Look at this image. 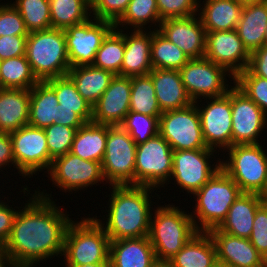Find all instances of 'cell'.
Here are the masks:
<instances>
[{
	"instance_id": "3957f363",
	"label": "cell",
	"mask_w": 267,
	"mask_h": 267,
	"mask_svg": "<svg viewBox=\"0 0 267 267\" xmlns=\"http://www.w3.org/2000/svg\"><path fill=\"white\" fill-rule=\"evenodd\" d=\"M179 207L169 203L151 214L148 237L158 260L170 261L198 232L191 215Z\"/></svg>"
},
{
	"instance_id": "d4e9b609",
	"label": "cell",
	"mask_w": 267,
	"mask_h": 267,
	"mask_svg": "<svg viewBox=\"0 0 267 267\" xmlns=\"http://www.w3.org/2000/svg\"><path fill=\"white\" fill-rule=\"evenodd\" d=\"M262 203L261 194L242 192L217 229L232 236L249 239L256 210Z\"/></svg>"
},
{
	"instance_id": "ffe728a7",
	"label": "cell",
	"mask_w": 267,
	"mask_h": 267,
	"mask_svg": "<svg viewBox=\"0 0 267 267\" xmlns=\"http://www.w3.org/2000/svg\"><path fill=\"white\" fill-rule=\"evenodd\" d=\"M158 31L190 59L204 57L206 32L199 15L162 20Z\"/></svg>"
},
{
	"instance_id": "ee69618b",
	"label": "cell",
	"mask_w": 267,
	"mask_h": 267,
	"mask_svg": "<svg viewBox=\"0 0 267 267\" xmlns=\"http://www.w3.org/2000/svg\"><path fill=\"white\" fill-rule=\"evenodd\" d=\"M160 20L198 14L200 0H156Z\"/></svg>"
},
{
	"instance_id": "f35d334b",
	"label": "cell",
	"mask_w": 267,
	"mask_h": 267,
	"mask_svg": "<svg viewBox=\"0 0 267 267\" xmlns=\"http://www.w3.org/2000/svg\"><path fill=\"white\" fill-rule=\"evenodd\" d=\"M0 79L4 88L30 90L39 80L25 55L0 61Z\"/></svg>"
},
{
	"instance_id": "cb8c5ba5",
	"label": "cell",
	"mask_w": 267,
	"mask_h": 267,
	"mask_svg": "<svg viewBox=\"0 0 267 267\" xmlns=\"http://www.w3.org/2000/svg\"><path fill=\"white\" fill-rule=\"evenodd\" d=\"M149 74L162 112L181 109L194 103L182 83L179 70L152 69Z\"/></svg>"
},
{
	"instance_id": "681fc988",
	"label": "cell",
	"mask_w": 267,
	"mask_h": 267,
	"mask_svg": "<svg viewBox=\"0 0 267 267\" xmlns=\"http://www.w3.org/2000/svg\"><path fill=\"white\" fill-rule=\"evenodd\" d=\"M3 201L5 200L0 199V244L2 246L7 242L12 232L13 222L18 212L15 208L19 209V207L13 208L12 205L10 207Z\"/></svg>"
},
{
	"instance_id": "4dcf8cb0",
	"label": "cell",
	"mask_w": 267,
	"mask_h": 267,
	"mask_svg": "<svg viewBox=\"0 0 267 267\" xmlns=\"http://www.w3.org/2000/svg\"><path fill=\"white\" fill-rule=\"evenodd\" d=\"M170 261L174 267H217L212 237L208 232L198 231Z\"/></svg>"
},
{
	"instance_id": "f6af8a7d",
	"label": "cell",
	"mask_w": 267,
	"mask_h": 267,
	"mask_svg": "<svg viewBox=\"0 0 267 267\" xmlns=\"http://www.w3.org/2000/svg\"><path fill=\"white\" fill-rule=\"evenodd\" d=\"M28 36L29 32L19 11L10 3H0V37Z\"/></svg>"
},
{
	"instance_id": "f907efd6",
	"label": "cell",
	"mask_w": 267,
	"mask_h": 267,
	"mask_svg": "<svg viewBox=\"0 0 267 267\" xmlns=\"http://www.w3.org/2000/svg\"><path fill=\"white\" fill-rule=\"evenodd\" d=\"M248 69L255 75L267 79V47L262 46L250 53Z\"/></svg>"
},
{
	"instance_id": "2e32d148",
	"label": "cell",
	"mask_w": 267,
	"mask_h": 267,
	"mask_svg": "<svg viewBox=\"0 0 267 267\" xmlns=\"http://www.w3.org/2000/svg\"><path fill=\"white\" fill-rule=\"evenodd\" d=\"M47 174L52 185L69 193L98 186L99 182L105 181L100 162L84 160L70 152L55 158Z\"/></svg>"
},
{
	"instance_id": "8d00e7d4",
	"label": "cell",
	"mask_w": 267,
	"mask_h": 267,
	"mask_svg": "<svg viewBox=\"0 0 267 267\" xmlns=\"http://www.w3.org/2000/svg\"><path fill=\"white\" fill-rule=\"evenodd\" d=\"M130 111L154 117L162 115L150 74L131 77Z\"/></svg>"
},
{
	"instance_id": "44dd1931",
	"label": "cell",
	"mask_w": 267,
	"mask_h": 267,
	"mask_svg": "<svg viewBox=\"0 0 267 267\" xmlns=\"http://www.w3.org/2000/svg\"><path fill=\"white\" fill-rule=\"evenodd\" d=\"M45 82L55 91L59 102L58 124L77 130L85 123L92 122V106L68 76L50 78Z\"/></svg>"
},
{
	"instance_id": "5bb4252c",
	"label": "cell",
	"mask_w": 267,
	"mask_h": 267,
	"mask_svg": "<svg viewBox=\"0 0 267 267\" xmlns=\"http://www.w3.org/2000/svg\"><path fill=\"white\" fill-rule=\"evenodd\" d=\"M204 99L207 105L194 102L198 109L203 137L207 148H219V155V150L223 149V153L232 146L231 88L224 96Z\"/></svg>"
},
{
	"instance_id": "816d5d0a",
	"label": "cell",
	"mask_w": 267,
	"mask_h": 267,
	"mask_svg": "<svg viewBox=\"0 0 267 267\" xmlns=\"http://www.w3.org/2000/svg\"><path fill=\"white\" fill-rule=\"evenodd\" d=\"M9 165L16 168L11 137L9 133L0 132V169H6V166L9 169Z\"/></svg>"
},
{
	"instance_id": "680465c9",
	"label": "cell",
	"mask_w": 267,
	"mask_h": 267,
	"mask_svg": "<svg viewBox=\"0 0 267 267\" xmlns=\"http://www.w3.org/2000/svg\"><path fill=\"white\" fill-rule=\"evenodd\" d=\"M261 198H262L264 203H267V185H266L265 190L261 194Z\"/></svg>"
},
{
	"instance_id": "f1b7e54d",
	"label": "cell",
	"mask_w": 267,
	"mask_h": 267,
	"mask_svg": "<svg viewBox=\"0 0 267 267\" xmlns=\"http://www.w3.org/2000/svg\"><path fill=\"white\" fill-rule=\"evenodd\" d=\"M267 26V2L246 3L236 32L249 53L264 46Z\"/></svg>"
},
{
	"instance_id": "7bdbcfd3",
	"label": "cell",
	"mask_w": 267,
	"mask_h": 267,
	"mask_svg": "<svg viewBox=\"0 0 267 267\" xmlns=\"http://www.w3.org/2000/svg\"><path fill=\"white\" fill-rule=\"evenodd\" d=\"M50 157L54 160L70 152L76 129L54 123L44 129Z\"/></svg>"
},
{
	"instance_id": "7402d4cb",
	"label": "cell",
	"mask_w": 267,
	"mask_h": 267,
	"mask_svg": "<svg viewBox=\"0 0 267 267\" xmlns=\"http://www.w3.org/2000/svg\"><path fill=\"white\" fill-rule=\"evenodd\" d=\"M212 237L221 267H266V261L248 238L232 236L217 228L208 231Z\"/></svg>"
},
{
	"instance_id": "74e56055",
	"label": "cell",
	"mask_w": 267,
	"mask_h": 267,
	"mask_svg": "<svg viewBox=\"0 0 267 267\" xmlns=\"http://www.w3.org/2000/svg\"><path fill=\"white\" fill-rule=\"evenodd\" d=\"M124 30L114 28L96 52L93 66L120 75L125 51Z\"/></svg>"
},
{
	"instance_id": "d590c367",
	"label": "cell",
	"mask_w": 267,
	"mask_h": 267,
	"mask_svg": "<svg viewBox=\"0 0 267 267\" xmlns=\"http://www.w3.org/2000/svg\"><path fill=\"white\" fill-rule=\"evenodd\" d=\"M190 58L158 30H152L151 64L153 69L180 70Z\"/></svg>"
},
{
	"instance_id": "836d02e7",
	"label": "cell",
	"mask_w": 267,
	"mask_h": 267,
	"mask_svg": "<svg viewBox=\"0 0 267 267\" xmlns=\"http://www.w3.org/2000/svg\"><path fill=\"white\" fill-rule=\"evenodd\" d=\"M52 28L65 30L90 19L91 0H49Z\"/></svg>"
},
{
	"instance_id": "4316f807",
	"label": "cell",
	"mask_w": 267,
	"mask_h": 267,
	"mask_svg": "<svg viewBox=\"0 0 267 267\" xmlns=\"http://www.w3.org/2000/svg\"><path fill=\"white\" fill-rule=\"evenodd\" d=\"M243 6L240 0H203L198 15L205 32L235 30Z\"/></svg>"
},
{
	"instance_id": "e575fe53",
	"label": "cell",
	"mask_w": 267,
	"mask_h": 267,
	"mask_svg": "<svg viewBox=\"0 0 267 267\" xmlns=\"http://www.w3.org/2000/svg\"><path fill=\"white\" fill-rule=\"evenodd\" d=\"M160 22L156 0H130L126 11L114 25L116 29L121 27L126 29L129 26L130 31L146 30L148 32L149 30L144 27L145 25L155 24L153 26L156 28L153 30H158L157 27L160 26Z\"/></svg>"
},
{
	"instance_id": "7c38bea8",
	"label": "cell",
	"mask_w": 267,
	"mask_h": 267,
	"mask_svg": "<svg viewBox=\"0 0 267 267\" xmlns=\"http://www.w3.org/2000/svg\"><path fill=\"white\" fill-rule=\"evenodd\" d=\"M9 134L18 174L31 178L42 170L48 173L53 159L49 155L44 129L26 125Z\"/></svg>"
},
{
	"instance_id": "8992f818",
	"label": "cell",
	"mask_w": 267,
	"mask_h": 267,
	"mask_svg": "<svg viewBox=\"0 0 267 267\" xmlns=\"http://www.w3.org/2000/svg\"><path fill=\"white\" fill-rule=\"evenodd\" d=\"M25 56L39 81L67 76L71 68L62 29L49 28L29 33Z\"/></svg>"
},
{
	"instance_id": "f546056e",
	"label": "cell",
	"mask_w": 267,
	"mask_h": 267,
	"mask_svg": "<svg viewBox=\"0 0 267 267\" xmlns=\"http://www.w3.org/2000/svg\"><path fill=\"white\" fill-rule=\"evenodd\" d=\"M59 102L55 91L45 82L39 81L30 89L28 125L45 129L57 123Z\"/></svg>"
},
{
	"instance_id": "91938a15",
	"label": "cell",
	"mask_w": 267,
	"mask_h": 267,
	"mask_svg": "<svg viewBox=\"0 0 267 267\" xmlns=\"http://www.w3.org/2000/svg\"><path fill=\"white\" fill-rule=\"evenodd\" d=\"M264 46L267 47V26H266V30H265V40H264Z\"/></svg>"
},
{
	"instance_id": "f5cc1de1",
	"label": "cell",
	"mask_w": 267,
	"mask_h": 267,
	"mask_svg": "<svg viewBox=\"0 0 267 267\" xmlns=\"http://www.w3.org/2000/svg\"><path fill=\"white\" fill-rule=\"evenodd\" d=\"M12 258L6 253L4 248L0 249V267H11L13 264Z\"/></svg>"
},
{
	"instance_id": "9c48e42d",
	"label": "cell",
	"mask_w": 267,
	"mask_h": 267,
	"mask_svg": "<svg viewBox=\"0 0 267 267\" xmlns=\"http://www.w3.org/2000/svg\"><path fill=\"white\" fill-rule=\"evenodd\" d=\"M137 145L122 126H108L104 159L101 163L109 185H135Z\"/></svg>"
},
{
	"instance_id": "db71d44e",
	"label": "cell",
	"mask_w": 267,
	"mask_h": 267,
	"mask_svg": "<svg viewBox=\"0 0 267 267\" xmlns=\"http://www.w3.org/2000/svg\"><path fill=\"white\" fill-rule=\"evenodd\" d=\"M151 267H174L171 261L168 260H158L156 259Z\"/></svg>"
},
{
	"instance_id": "484cf974",
	"label": "cell",
	"mask_w": 267,
	"mask_h": 267,
	"mask_svg": "<svg viewBox=\"0 0 267 267\" xmlns=\"http://www.w3.org/2000/svg\"><path fill=\"white\" fill-rule=\"evenodd\" d=\"M110 267H151L156 260L149 237L110 240Z\"/></svg>"
},
{
	"instance_id": "7a4b0ae2",
	"label": "cell",
	"mask_w": 267,
	"mask_h": 267,
	"mask_svg": "<svg viewBox=\"0 0 267 267\" xmlns=\"http://www.w3.org/2000/svg\"><path fill=\"white\" fill-rule=\"evenodd\" d=\"M111 187L107 204L108 215L105 214L106 222L94 216L110 240L148 236L153 211L151 196L152 191L156 189L139 185H111Z\"/></svg>"
},
{
	"instance_id": "ba28073f",
	"label": "cell",
	"mask_w": 267,
	"mask_h": 267,
	"mask_svg": "<svg viewBox=\"0 0 267 267\" xmlns=\"http://www.w3.org/2000/svg\"><path fill=\"white\" fill-rule=\"evenodd\" d=\"M172 169L173 150L160 134L137 145L135 185L160 190L170 184Z\"/></svg>"
},
{
	"instance_id": "60d3db41",
	"label": "cell",
	"mask_w": 267,
	"mask_h": 267,
	"mask_svg": "<svg viewBox=\"0 0 267 267\" xmlns=\"http://www.w3.org/2000/svg\"><path fill=\"white\" fill-rule=\"evenodd\" d=\"M159 118L129 111L121 126L138 145L159 134Z\"/></svg>"
},
{
	"instance_id": "52a82bcc",
	"label": "cell",
	"mask_w": 267,
	"mask_h": 267,
	"mask_svg": "<svg viewBox=\"0 0 267 267\" xmlns=\"http://www.w3.org/2000/svg\"><path fill=\"white\" fill-rule=\"evenodd\" d=\"M229 157L221 169L242 192L262 194L267 185V152L262 144L234 145L225 150Z\"/></svg>"
},
{
	"instance_id": "1f68e13d",
	"label": "cell",
	"mask_w": 267,
	"mask_h": 267,
	"mask_svg": "<svg viewBox=\"0 0 267 267\" xmlns=\"http://www.w3.org/2000/svg\"><path fill=\"white\" fill-rule=\"evenodd\" d=\"M67 76L73 81L81 96L93 107L115 75L91 64L71 67Z\"/></svg>"
},
{
	"instance_id": "30bf717a",
	"label": "cell",
	"mask_w": 267,
	"mask_h": 267,
	"mask_svg": "<svg viewBox=\"0 0 267 267\" xmlns=\"http://www.w3.org/2000/svg\"><path fill=\"white\" fill-rule=\"evenodd\" d=\"M179 73L189 97L197 103L204 98L226 95L232 87L227 84V77L231 78L234 84L233 75L205 57L190 59Z\"/></svg>"
},
{
	"instance_id": "6f0895ef",
	"label": "cell",
	"mask_w": 267,
	"mask_h": 267,
	"mask_svg": "<svg viewBox=\"0 0 267 267\" xmlns=\"http://www.w3.org/2000/svg\"><path fill=\"white\" fill-rule=\"evenodd\" d=\"M243 4L246 3H258V2H267V0H240Z\"/></svg>"
},
{
	"instance_id": "ac0fdd59",
	"label": "cell",
	"mask_w": 267,
	"mask_h": 267,
	"mask_svg": "<svg viewBox=\"0 0 267 267\" xmlns=\"http://www.w3.org/2000/svg\"><path fill=\"white\" fill-rule=\"evenodd\" d=\"M205 58L226 69L235 78L248 68L250 53L236 30L206 32Z\"/></svg>"
},
{
	"instance_id": "ab89813d",
	"label": "cell",
	"mask_w": 267,
	"mask_h": 267,
	"mask_svg": "<svg viewBox=\"0 0 267 267\" xmlns=\"http://www.w3.org/2000/svg\"><path fill=\"white\" fill-rule=\"evenodd\" d=\"M10 4L19 11L29 33L52 28L49 0H15Z\"/></svg>"
},
{
	"instance_id": "83f0119b",
	"label": "cell",
	"mask_w": 267,
	"mask_h": 267,
	"mask_svg": "<svg viewBox=\"0 0 267 267\" xmlns=\"http://www.w3.org/2000/svg\"><path fill=\"white\" fill-rule=\"evenodd\" d=\"M30 90H0V132L11 133L28 125Z\"/></svg>"
},
{
	"instance_id": "9f6ffc18",
	"label": "cell",
	"mask_w": 267,
	"mask_h": 267,
	"mask_svg": "<svg viewBox=\"0 0 267 267\" xmlns=\"http://www.w3.org/2000/svg\"><path fill=\"white\" fill-rule=\"evenodd\" d=\"M36 267L38 266L37 263H20V262H13L11 267Z\"/></svg>"
},
{
	"instance_id": "4fadbf2b",
	"label": "cell",
	"mask_w": 267,
	"mask_h": 267,
	"mask_svg": "<svg viewBox=\"0 0 267 267\" xmlns=\"http://www.w3.org/2000/svg\"><path fill=\"white\" fill-rule=\"evenodd\" d=\"M217 152L213 149L173 151V169L169 182L174 180L175 185L193 195L221 168L220 158L214 162L215 165L210 159Z\"/></svg>"
},
{
	"instance_id": "94428289",
	"label": "cell",
	"mask_w": 267,
	"mask_h": 267,
	"mask_svg": "<svg viewBox=\"0 0 267 267\" xmlns=\"http://www.w3.org/2000/svg\"><path fill=\"white\" fill-rule=\"evenodd\" d=\"M3 85H2V82H1V79H0V90L3 89Z\"/></svg>"
},
{
	"instance_id": "8fae6325",
	"label": "cell",
	"mask_w": 267,
	"mask_h": 267,
	"mask_svg": "<svg viewBox=\"0 0 267 267\" xmlns=\"http://www.w3.org/2000/svg\"><path fill=\"white\" fill-rule=\"evenodd\" d=\"M159 134L169 143L173 151L207 148L198 109L195 103L162 113L159 118Z\"/></svg>"
},
{
	"instance_id": "5b68a950",
	"label": "cell",
	"mask_w": 267,
	"mask_h": 267,
	"mask_svg": "<svg viewBox=\"0 0 267 267\" xmlns=\"http://www.w3.org/2000/svg\"><path fill=\"white\" fill-rule=\"evenodd\" d=\"M110 238L94 217L72 220L64 239V265L110 263Z\"/></svg>"
},
{
	"instance_id": "c3c4849f",
	"label": "cell",
	"mask_w": 267,
	"mask_h": 267,
	"mask_svg": "<svg viewBox=\"0 0 267 267\" xmlns=\"http://www.w3.org/2000/svg\"><path fill=\"white\" fill-rule=\"evenodd\" d=\"M27 36H1L0 61L25 55Z\"/></svg>"
},
{
	"instance_id": "e0dca14e",
	"label": "cell",
	"mask_w": 267,
	"mask_h": 267,
	"mask_svg": "<svg viewBox=\"0 0 267 267\" xmlns=\"http://www.w3.org/2000/svg\"><path fill=\"white\" fill-rule=\"evenodd\" d=\"M232 146L259 144L267 115L235 84L231 87Z\"/></svg>"
},
{
	"instance_id": "277c9868",
	"label": "cell",
	"mask_w": 267,
	"mask_h": 267,
	"mask_svg": "<svg viewBox=\"0 0 267 267\" xmlns=\"http://www.w3.org/2000/svg\"><path fill=\"white\" fill-rule=\"evenodd\" d=\"M242 193L239 186L221 168L193 194L194 211L190 212L197 231L217 228L226 218L229 208Z\"/></svg>"
},
{
	"instance_id": "603a6c76",
	"label": "cell",
	"mask_w": 267,
	"mask_h": 267,
	"mask_svg": "<svg viewBox=\"0 0 267 267\" xmlns=\"http://www.w3.org/2000/svg\"><path fill=\"white\" fill-rule=\"evenodd\" d=\"M131 30L124 33L125 51L120 75L133 77L146 75L153 69L151 64L152 31ZM131 33V34H130Z\"/></svg>"
},
{
	"instance_id": "d6986e66",
	"label": "cell",
	"mask_w": 267,
	"mask_h": 267,
	"mask_svg": "<svg viewBox=\"0 0 267 267\" xmlns=\"http://www.w3.org/2000/svg\"><path fill=\"white\" fill-rule=\"evenodd\" d=\"M131 77L115 75L109 87L92 107V122L121 126L130 111Z\"/></svg>"
},
{
	"instance_id": "11a10c76",
	"label": "cell",
	"mask_w": 267,
	"mask_h": 267,
	"mask_svg": "<svg viewBox=\"0 0 267 267\" xmlns=\"http://www.w3.org/2000/svg\"><path fill=\"white\" fill-rule=\"evenodd\" d=\"M65 267H110V263H93L85 265H65Z\"/></svg>"
},
{
	"instance_id": "9a60e30c",
	"label": "cell",
	"mask_w": 267,
	"mask_h": 267,
	"mask_svg": "<svg viewBox=\"0 0 267 267\" xmlns=\"http://www.w3.org/2000/svg\"><path fill=\"white\" fill-rule=\"evenodd\" d=\"M114 28L112 22L91 17L83 23L65 29L70 66L91 65L103 40Z\"/></svg>"
},
{
	"instance_id": "7dc6e473",
	"label": "cell",
	"mask_w": 267,
	"mask_h": 267,
	"mask_svg": "<svg viewBox=\"0 0 267 267\" xmlns=\"http://www.w3.org/2000/svg\"><path fill=\"white\" fill-rule=\"evenodd\" d=\"M250 242L267 261V203H262L256 210Z\"/></svg>"
},
{
	"instance_id": "b9f144b4",
	"label": "cell",
	"mask_w": 267,
	"mask_h": 267,
	"mask_svg": "<svg viewBox=\"0 0 267 267\" xmlns=\"http://www.w3.org/2000/svg\"><path fill=\"white\" fill-rule=\"evenodd\" d=\"M234 84L267 115V79L255 76L248 68L234 78Z\"/></svg>"
},
{
	"instance_id": "bcb514c9",
	"label": "cell",
	"mask_w": 267,
	"mask_h": 267,
	"mask_svg": "<svg viewBox=\"0 0 267 267\" xmlns=\"http://www.w3.org/2000/svg\"><path fill=\"white\" fill-rule=\"evenodd\" d=\"M130 0H91V16L116 23L126 11Z\"/></svg>"
},
{
	"instance_id": "d6a6232c",
	"label": "cell",
	"mask_w": 267,
	"mask_h": 267,
	"mask_svg": "<svg viewBox=\"0 0 267 267\" xmlns=\"http://www.w3.org/2000/svg\"><path fill=\"white\" fill-rule=\"evenodd\" d=\"M108 125L85 123L76 130L70 153L89 161L102 163L107 142Z\"/></svg>"
},
{
	"instance_id": "6da1fadb",
	"label": "cell",
	"mask_w": 267,
	"mask_h": 267,
	"mask_svg": "<svg viewBox=\"0 0 267 267\" xmlns=\"http://www.w3.org/2000/svg\"><path fill=\"white\" fill-rule=\"evenodd\" d=\"M37 190L18 209L3 248L14 262L40 266L47 258L62 256L66 230L72 219L55 204L51 194Z\"/></svg>"
}]
</instances>
